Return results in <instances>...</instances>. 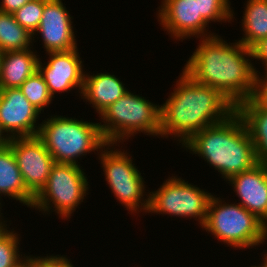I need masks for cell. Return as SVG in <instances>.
<instances>
[{"label":"cell","instance_id":"44dd1931","mask_svg":"<svg viewBox=\"0 0 267 267\" xmlns=\"http://www.w3.org/2000/svg\"><path fill=\"white\" fill-rule=\"evenodd\" d=\"M33 34L22 27L11 13L0 11V50L20 51L33 48Z\"/></svg>","mask_w":267,"mask_h":267},{"label":"cell","instance_id":"4316f807","mask_svg":"<svg viewBox=\"0 0 267 267\" xmlns=\"http://www.w3.org/2000/svg\"><path fill=\"white\" fill-rule=\"evenodd\" d=\"M72 260L67 255H52L46 254V256L40 257V267H74Z\"/></svg>","mask_w":267,"mask_h":267},{"label":"cell","instance_id":"484cf974","mask_svg":"<svg viewBox=\"0 0 267 267\" xmlns=\"http://www.w3.org/2000/svg\"><path fill=\"white\" fill-rule=\"evenodd\" d=\"M250 99L262 110L267 111V73L257 74Z\"/></svg>","mask_w":267,"mask_h":267},{"label":"cell","instance_id":"7402d4cb","mask_svg":"<svg viewBox=\"0 0 267 267\" xmlns=\"http://www.w3.org/2000/svg\"><path fill=\"white\" fill-rule=\"evenodd\" d=\"M9 226H11V223H8L0 231V267H24L30 261L32 255H26L19 251L21 250L19 246L21 236L14 231V228L10 229Z\"/></svg>","mask_w":267,"mask_h":267},{"label":"cell","instance_id":"e0dca14e","mask_svg":"<svg viewBox=\"0 0 267 267\" xmlns=\"http://www.w3.org/2000/svg\"><path fill=\"white\" fill-rule=\"evenodd\" d=\"M33 49L35 48L3 52L0 68V89L19 88L26 79L38 70L40 55Z\"/></svg>","mask_w":267,"mask_h":267},{"label":"cell","instance_id":"d6986e66","mask_svg":"<svg viewBox=\"0 0 267 267\" xmlns=\"http://www.w3.org/2000/svg\"><path fill=\"white\" fill-rule=\"evenodd\" d=\"M236 112L242 117L255 146L258 163L267 165V111L251 99L240 103Z\"/></svg>","mask_w":267,"mask_h":267},{"label":"cell","instance_id":"603a6c76","mask_svg":"<svg viewBox=\"0 0 267 267\" xmlns=\"http://www.w3.org/2000/svg\"><path fill=\"white\" fill-rule=\"evenodd\" d=\"M26 99L42 114L54 101L42 74L37 70L19 87Z\"/></svg>","mask_w":267,"mask_h":267},{"label":"cell","instance_id":"4dcf8cb0","mask_svg":"<svg viewBox=\"0 0 267 267\" xmlns=\"http://www.w3.org/2000/svg\"><path fill=\"white\" fill-rule=\"evenodd\" d=\"M24 267H40V256L32 255L30 261Z\"/></svg>","mask_w":267,"mask_h":267},{"label":"cell","instance_id":"cb8c5ba5","mask_svg":"<svg viewBox=\"0 0 267 267\" xmlns=\"http://www.w3.org/2000/svg\"><path fill=\"white\" fill-rule=\"evenodd\" d=\"M198 6V15L211 25L219 22L231 23L235 19L234 9L230 0H195ZM233 20V21H232Z\"/></svg>","mask_w":267,"mask_h":267},{"label":"cell","instance_id":"5bb4252c","mask_svg":"<svg viewBox=\"0 0 267 267\" xmlns=\"http://www.w3.org/2000/svg\"><path fill=\"white\" fill-rule=\"evenodd\" d=\"M41 114L19 88L0 89V126L9 138L37 136Z\"/></svg>","mask_w":267,"mask_h":267},{"label":"cell","instance_id":"ffe728a7","mask_svg":"<svg viewBox=\"0 0 267 267\" xmlns=\"http://www.w3.org/2000/svg\"><path fill=\"white\" fill-rule=\"evenodd\" d=\"M241 19L244 32L238 41L251 48L261 39L267 38V0H247Z\"/></svg>","mask_w":267,"mask_h":267},{"label":"cell","instance_id":"83f0119b","mask_svg":"<svg viewBox=\"0 0 267 267\" xmlns=\"http://www.w3.org/2000/svg\"><path fill=\"white\" fill-rule=\"evenodd\" d=\"M251 55H252V59L253 61L258 60L259 62H261V64L264 66L265 72L267 71V38L261 39L260 41H258L256 44H254L251 48Z\"/></svg>","mask_w":267,"mask_h":267},{"label":"cell","instance_id":"7a4b0ae2","mask_svg":"<svg viewBox=\"0 0 267 267\" xmlns=\"http://www.w3.org/2000/svg\"><path fill=\"white\" fill-rule=\"evenodd\" d=\"M181 72L173 91L161 104L160 114V137L177 139L180 147L195 133L225 121L236 111L217 89L197 83L183 70Z\"/></svg>","mask_w":267,"mask_h":267},{"label":"cell","instance_id":"d6a6232c","mask_svg":"<svg viewBox=\"0 0 267 267\" xmlns=\"http://www.w3.org/2000/svg\"><path fill=\"white\" fill-rule=\"evenodd\" d=\"M264 253V254H263ZM261 256H263L262 257V262H261V264L264 266V267H267V252L265 251V252H262V255Z\"/></svg>","mask_w":267,"mask_h":267},{"label":"cell","instance_id":"d590c367","mask_svg":"<svg viewBox=\"0 0 267 267\" xmlns=\"http://www.w3.org/2000/svg\"><path fill=\"white\" fill-rule=\"evenodd\" d=\"M7 225H0V231L5 228Z\"/></svg>","mask_w":267,"mask_h":267},{"label":"cell","instance_id":"3957f363","mask_svg":"<svg viewBox=\"0 0 267 267\" xmlns=\"http://www.w3.org/2000/svg\"><path fill=\"white\" fill-rule=\"evenodd\" d=\"M181 148L205 160L224 181L258 164L248 129L236 111L225 121L195 133Z\"/></svg>","mask_w":267,"mask_h":267},{"label":"cell","instance_id":"f1b7e54d","mask_svg":"<svg viewBox=\"0 0 267 267\" xmlns=\"http://www.w3.org/2000/svg\"><path fill=\"white\" fill-rule=\"evenodd\" d=\"M0 11L14 14L30 0H1Z\"/></svg>","mask_w":267,"mask_h":267},{"label":"cell","instance_id":"7c38bea8","mask_svg":"<svg viewBox=\"0 0 267 267\" xmlns=\"http://www.w3.org/2000/svg\"><path fill=\"white\" fill-rule=\"evenodd\" d=\"M78 49L45 53L49 56L46 59L47 62L40 57L38 70L42 74L53 98L57 93L65 94V92L69 93L74 89L77 90L80 98L85 70L83 69L84 61H82Z\"/></svg>","mask_w":267,"mask_h":267},{"label":"cell","instance_id":"52a82bcc","mask_svg":"<svg viewBox=\"0 0 267 267\" xmlns=\"http://www.w3.org/2000/svg\"><path fill=\"white\" fill-rule=\"evenodd\" d=\"M120 144L107 143L99 152L97 159L103 169L106 185H109L119 204L128 214L136 215L139 212L145 215L149 208V190H146L145 178L133 162L132 154L121 149ZM116 147V148H115ZM148 191V192H146ZM130 212V213H129Z\"/></svg>","mask_w":267,"mask_h":267},{"label":"cell","instance_id":"9c48e42d","mask_svg":"<svg viewBox=\"0 0 267 267\" xmlns=\"http://www.w3.org/2000/svg\"><path fill=\"white\" fill-rule=\"evenodd\" d=\"M167 179V180H166ZM155 191H149V213L194 219L202 227L207 219L208 205L214 193L201 189L185 181L184 178L173 176L166 178Z\"/></svg>","mask_w":267,"mask_h":267},{"label":"cell","instance_id":"5b68a950","mask_svg":"<svg viewBox=\"0 0 267 267\" xmlns=\"http://www.w3.org/2000/svg\"><path fill=\"white\" fill-rule=\"evenodd\" d=\"M131 90L112 103L98 117L106 143L124 144L138 133L160 138L161 105Z\"/></svg>","mask_w":267,"mask_h":267},{"label":"cell","instance_id":"6da1fadb","mask_svg":"<svg viewBox=\"0 0 267 267\" xmlns=\"http://www.w3.org/2000/svg\"><path fill=\"white\" fill-rule=\"evenodd\" d=\"M223 38L218 33L199 38L182 70L197 83L217 89L237 107L250 99L260 71L252 63L250 48Z\"/></svg>","mask_w":267,"mask_h":267},{"label":"cell","instance_id":"ba28073f","mask_svg":"<svg viewBox=\"0 0 267 267\" xmlns=\"http://www.w3.org/2000/svg\"><path fill=\"white\" fill-rule=\"evenodd\" d=\"M82 168L81 165L55 163L46 184L34 197L32 210L45 216L55 212L59 219H70L89 194L88 175Z\"/></svg>","mask_w":267,"mask_h":267},{"label":"cell","instance_id":"ac0fdd59","mask_svg":"<svg viewBox=\"0 0 267 267\" xmlns=\"http://www.w3.org/2000/svg\"><path fill=\"white\" fill-rule=\"evenodd\" d=\"M6 196L26 205L33 206L34 196L27 190L16 163L12 148L7 145L0 149V202ZM2 199V200H1Z\"/></svg>","mask_w":267,"mask_h":267},{"label":"cell","instance_id":"277c9868","mask_svg":"<svg viewBox=\"0 0 267 267\" xmlns=\"http://www.w3.org/2000/svg\"><path fill=\"white\" fill-rule=\"evenodd\" d=\"M47 117L42 120L37 136L43 141L55 163L81 165L79 159L90 152L98 155L107 144L98 121L95 123L83 118L79 120L55 114Z\"/></svg>","mask_w":267,"mask_h":267},{"label":"cell","instance_id":"d4e9b609","mask_svg":"<svg viewBox=\"0 0 267 267\" xmlns=\"http://www.w3.org/2000/svg\"><path fill=\"white\" fill-rule=\"evenodd\" d=\"M46 1L30 0L13 14L16 21L33 34L39 27Z\"/></svg>","mask_w":267,"mask_h":267},{"label":"cell","instance_id":"1f68e13d","mask_svg":"<svg viewBox=\"0 0 267 267\" xmlns=\"http://www.w3.org/2000/svg\"><path fill=\"white\" fill-rule=\"evenodd\" d=\"M2 206H4V205L2 204V202H0V225H8L7 222L10 223L11 220L8 221V219L6 220L4 218L5 216H3L4 214L2 213V210H3L2 209L3 208Z\"/></svg>","mask_w":267,"mask_h":267},{"label":"cell","instance_id":"8fae6325","mask_svg":"<svg viewBox=\"0 0 267 267\" xmlns=\"http://www.w3.org/2000/svg\"><path fill=\"white\" fill-rule=\"evenodd\" d=\"M157 21L172 40L182 41L192 37L207 38L216 35L209 24L198 15V6L195 0H161L157 8ZM168 32V33H167Z\"/></svg>","mask_w":267,"mask_h":267},{"label":"cell","instance_id":"30bf717a","mask_svg":"<svg viewBox=\"0 0 267 267\" xmlns=\"http://www.w3.org/2000/svg\"><path fill=\"white\" fill-rule=\"evenodd\" d=\"M8 145L27 190L35 197L46 184L55 160L38 136L10 138Z\"/></svg>","mask_w":267,"mask_h":267},{"label":"cell","instance_id":"2e32d148","mask_svg":"<svg viewBox=\"0 0 267 267\" xmlns=\"http://www.w3.org/2000/svg\"><path fill=\"white\" fill-rule=\"evenodd\" d=\"M89 73L85 71L80 97L83 102H86L85 104H92L91 107L98 115L129 90L125 87V83L120 80L121 78L115 76L114 73Z\"/></svg>","mask_w":267,"mask_h":267},{"label":"cell","instance_id":"8992f818","mask_svg":"<svg viewBox=\"0 0 267 267\" xmlns=\"http://www.w3.org/2000/svg\"><path fill=\"white\" fill-rule=\"evenodd\" d=\"M216 196L213 194L210 199L202 230L235 250H250L266 244L267 225L262 220L236 203L237 200L234 203L225 202V198Z\"/></svg>","mask_w":267,"mask_h":267},{"label":"cell","instance_id":"f546056e","mask_svg":"<svg viewBox=\"0 0 267 267\" xmlns=\"http://www.w3.org/2000/svg\"><path fill=\"white\" fill-rule=\"evenodd\" d=\"M10 141V138L5 134L0 126V149L7 146Z\"/></svg>","mask_w":267,"mask_h":267},{"label":"cell","instance_id":"e575fe53","mask_svg":"<svg viewBox=\"0 0 267 267\" xmlns=\"http://www.w3.org/2000/svg\"><path fill=\"white\" fill-rule=\"evenodd\" d=\"M3 52L0 50V68H1V58H2Z\"/></svg>","mask_w":267,"mask_h":267},{"label":"cell","instance_id":"4fadbf2b","mask_svg":"<svg viewBox=\"0 0 267 267\" xmlns=\"http://www.w3.org/2000/svg\"><path fill=\"white\" fill-rule=\"evenodd\" d=\"M62 0H47L43 9L38 29L33 33V42L39 34L45 53L69 51L78 48L74 16L66 8ZM36 35V36H35Z\"/></svg>","mask_w":267,"mask_h":267},{"label":"cell","instance_id":"9a60e30c","mask_svg":"<svg viewBox=\"0 0 267 267\" xmlns=\"http://www.w3.org/2000/svg\"><path fill=\"white\" fill-rule=\"evenodd\" d=\"M225 182L236 193L238 203L267 225V165L258 163Z\"/></svg>","mask_w":267,"mask_h":267},{"label":"cell","instance_id":"836d02e7","mask_svg":"<svg viewBox=\"0 0 267 267\" xmlns=\"http://www.w3.org/2000/svg\"><path fill=\"white\" fill-rule=\"evenodd\" d=\"M250 267H264L262 264H258V265H251Z\"/></svg>","mask_w":267,"mask_h":267}]
</instances>
